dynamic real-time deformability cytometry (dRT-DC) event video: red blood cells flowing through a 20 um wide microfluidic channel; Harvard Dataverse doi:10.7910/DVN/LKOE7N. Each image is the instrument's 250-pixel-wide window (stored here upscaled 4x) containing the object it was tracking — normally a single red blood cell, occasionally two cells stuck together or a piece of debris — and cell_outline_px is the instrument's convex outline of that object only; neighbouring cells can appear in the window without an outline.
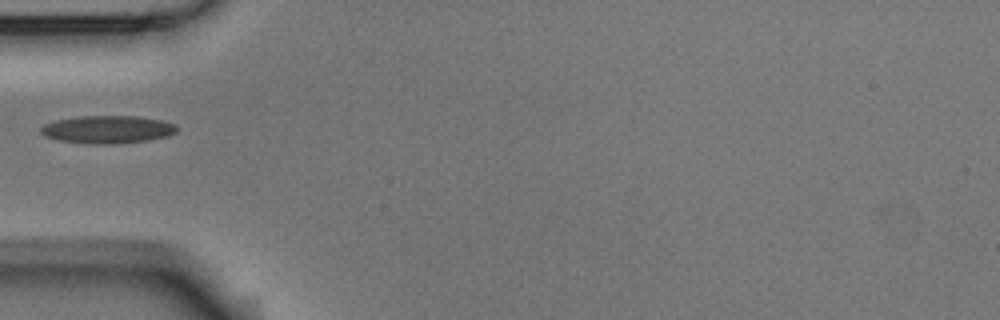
{"species": "Egyptian fruit bat (a non-hibernating species)", "species_latin": "Rousettus aegyptiacus", "temperature_condition": "room temperature", "stored_images_in_passage": 1, "camera_frame_rate_fps": 3000, "um_per_image_px": 0.085, "animal": {"sex": "male"}, "frame": {"image": 1, "passage_image": 1, "time_ms": 0.0, "image_size_px": [1000, 320], "cell_outline_px": [[180, 128], [176, 132], [168, 136], [148, 140], [112, 144], [92, 144], [56, 140], [44, 136], [40, 132], [40, 128], [44, 124], [56, 120], [80, 116], [136, 116], [160, 120], [176, 124]], "centroid_in_image_um": [9.14, 11.01], "position_along_channel_um": 75.9, "area_um2": 22.14}}